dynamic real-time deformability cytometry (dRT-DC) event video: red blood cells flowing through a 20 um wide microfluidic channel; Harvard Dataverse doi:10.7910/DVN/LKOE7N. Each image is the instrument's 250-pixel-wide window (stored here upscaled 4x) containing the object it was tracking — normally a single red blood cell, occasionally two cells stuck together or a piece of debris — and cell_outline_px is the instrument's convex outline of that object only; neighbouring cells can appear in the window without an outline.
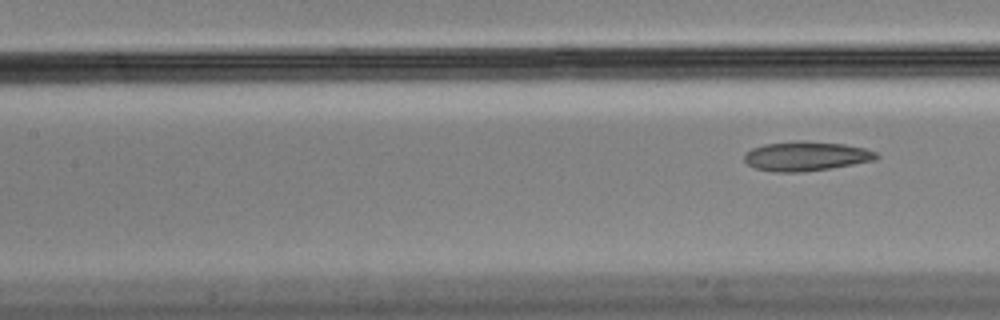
{"species": "Egyptian fruit bat (a non-hibernating species)", "species_latin": "Rousettus aegyptiacus", "temperature_condition": "cold", "stored_images_in_passage": 7, "segment_of_instrument_passage": [2, 2], "camera_frame_rate_fps": 3000, "um_per_image_px": 0.085, "animal": {"sex": "male"}, "frame": {"image": 1, "passage_image": 7, "time_ms": 2.0, "image_size_px": [1000, 320], "cell_outline_px": [[880, 156], [876, 160], [832, 168], [800, 172], [772, 172], [756, 168], [748, 164], [744, 160], [744, 152], [752, 148], [764, 144], [800, 140], [844, 144], [864, 148], [876, 152]], "centroid_in_image_um": [68.51, 13.27], "position_along_channel_um": 138.9, "area_um2": 22.77}}